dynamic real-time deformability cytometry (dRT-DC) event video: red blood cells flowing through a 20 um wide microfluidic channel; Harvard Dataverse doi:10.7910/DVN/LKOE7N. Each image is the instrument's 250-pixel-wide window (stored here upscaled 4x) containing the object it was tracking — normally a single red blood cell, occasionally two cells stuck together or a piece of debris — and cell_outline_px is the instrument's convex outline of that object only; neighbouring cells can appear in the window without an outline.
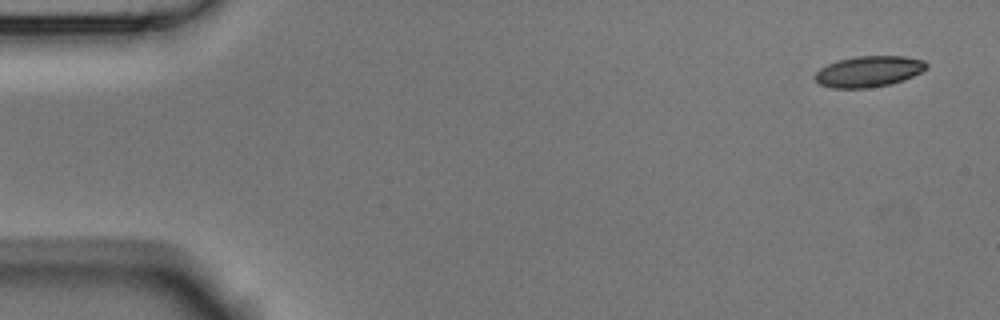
{"species": "Egyptian fruit bat (a non-hibernating species)", "species_latin": "Rousettus aegyptiacus", "temperature_condition": "room temperature", "stored_images_in_passage": 5, "camera_frame_rate_fps": 3000, "um_per_image_px": 0.085, "animal": {"sex": "male"}, "frame": {"image": 1, "passage_image": 1, "time_ms": 0.0, "image_size_px": [1000, 320], "cell_outline_px": [[928, 68], [904, 80], [892, 84], [868, 88], [832, 88], [820, 84], [812, 76], [820, 68], [836, 60], [856, 56], [904, 56], [924, 60], [928, 64]], "centroid_in_image_um": [73.83, 6.07], "position_along_channel_um": 11.2, "area_um2": 20.29}}
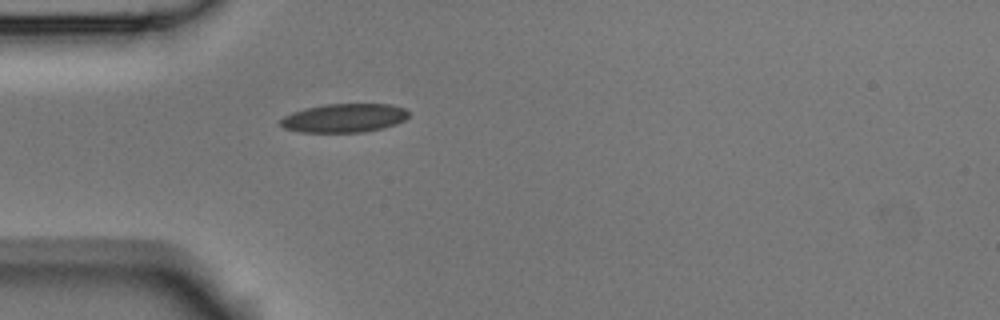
{"frame": {"image": 2, "passage_image": 5, "time_ms": 1.333, "image_size_px": [1000, 320], "cell_outline_px": [[408, 116], [404, 120], [396, 124], [364, 132], [300, 132], [284, 128], [280, 124], [280, 120], [284, 116], [292, 112], [304, 108], [324, 104], [392, 104], [404, 108], [408, 112]], "centroid_in_image_um": [29.23, 10.02], "position_along_channel_um": 55.8, "area_um2": 21.44}}